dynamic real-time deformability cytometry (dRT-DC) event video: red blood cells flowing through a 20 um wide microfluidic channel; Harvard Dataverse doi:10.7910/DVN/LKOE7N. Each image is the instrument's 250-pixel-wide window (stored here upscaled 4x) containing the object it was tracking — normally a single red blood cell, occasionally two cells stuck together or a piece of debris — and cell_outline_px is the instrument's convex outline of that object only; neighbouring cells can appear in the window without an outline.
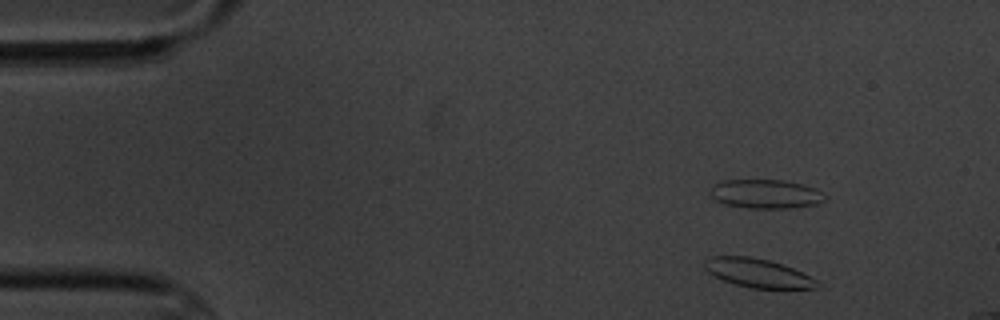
{"species": "common noctule bat (a hibernating species)", "species_latin": "Nyctalus noctula", "temperature_condition": "cold", "stored_images_in_passage": 4, "camera_frame_rate_fps": 3000, "um_per_image_px": 0.085, "animal": {"sex": "male", "body_mass_g": 20.1, "forearm_length_mm": 53.5}, "frame": {"image": 1, "passage_image": 1, "time_ms": 0.0, "image_size_px": [1000, 320], "cell_outline_px": [[816, 288], [752, 288], [736, 284], [724, 280], [708, 272], [704, 268], [704, 260], [712, 256], [748, 256], [768, 260], [792, 268], [816, 280]], "centroid_in_image_um": [64.34, 23.19], "position_along_channel_um": 20.7, "area_um2": 18.32}}